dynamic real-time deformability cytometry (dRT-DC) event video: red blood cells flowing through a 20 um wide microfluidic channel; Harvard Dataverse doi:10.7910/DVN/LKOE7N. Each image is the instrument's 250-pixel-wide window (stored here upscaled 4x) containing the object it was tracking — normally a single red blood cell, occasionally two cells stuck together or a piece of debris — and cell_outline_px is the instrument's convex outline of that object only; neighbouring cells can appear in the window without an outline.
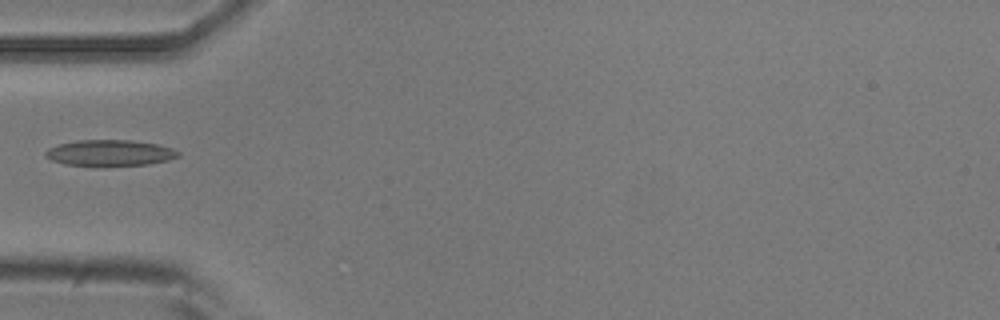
{"species": "common noctule bat (a hibernating species)", "species_latin": "Nyctalus noctula", "temperature_condition": "room temperature", "stored_images_in_passage": 4, "camera_frame_rate_fps": 3000, "um_per_image_px": 0.085, "animal": {"sex": "male", "body_mass_g": 20.5, "forearm_length_mm": 52.5}, "frame": {"image": 1, "passage_image": 4, "time_ms": 4.333, "image_size_px": [1000, 320], "cell_outline_px": [[180, 156], [168, 160], [148, 164], [104, 168], [64, 164], [52, 160], [44, 156], [44, 152], [48, 148], [60, 144], [76, 140], [132, 140], [156, 144], [172, 148], [180, 152]], "centroid_in_image_um": [9.32, 13.03], "position_along_channel_um": 75.7, "area_um2": 20.81}}